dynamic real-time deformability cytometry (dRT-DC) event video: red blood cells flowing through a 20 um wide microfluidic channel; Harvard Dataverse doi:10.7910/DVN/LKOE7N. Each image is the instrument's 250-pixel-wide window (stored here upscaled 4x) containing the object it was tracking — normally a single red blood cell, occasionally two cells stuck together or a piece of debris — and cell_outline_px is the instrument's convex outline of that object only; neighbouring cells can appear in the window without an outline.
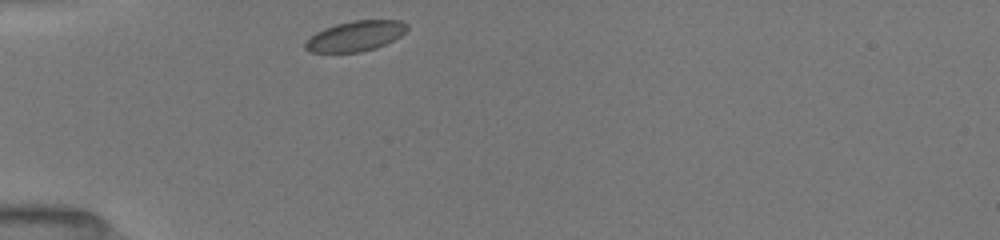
{"species": "common noctule bat (a hibernating species)", "species_latin": "Nyctalus noctula", "temperature_condition": "room temperature", "stored_images_in_passage": 38, "camera_frame_rate_fps": 3000, "um_per_image_px": 0.085, "animal": {"sex": "female", "body_mass_g": 19.5, "forearm_length_mm": 54.1}, "frame": {"image": 1, "passage_image": 1, "time_ms": 0.0, "image_size_px": [1000, 240], "cell_outline_px": [[408, 28], [400, 36], [376, 48], [360, 52], [312, 52], [304, 48], [304, 44], [308, 36], [324, 28], [336, 24], [352, 20], [400, 20], [408, 24]], "centroid_in_image_um": [30.18, 3.05], "position_along_channel_um": 54.8, "area_um2": 17.98}}
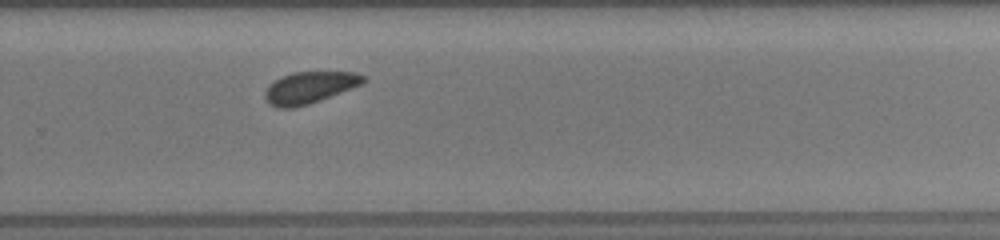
{"frame": {"image": 2, "passage_image": 17, "time_ms": 6.667, "image_size_px": [1000, 240], "cell_outline_px": [[368, 80], [360, 84], [320, 100], [308, 104], [292, 108], [276, 108], [268, 104], [264, 96], [264, 92], [280, 76], [292, 72], [356, 72], [368, 76]], "centroid_in_image_um": [26.31, 7.43], "position_along_channel_um": 303.5, "area_um2": 18.09}}
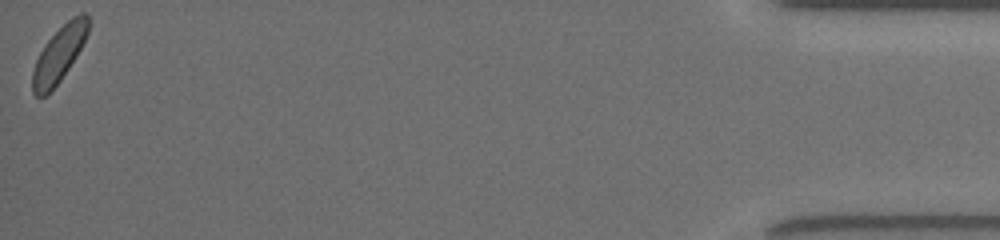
{"frame": {"image": 3, "passage_image": 38, "time_ms": 12.0, "image_size_px": [1000, 240], "cell_outline_px": [[88, 32], [76, 56], [60, 80], [44, 96], [36, 96], [32, 92], [32, 72], [36, 60], [44, 44], [72, 16], [80, 12], [84, 12], [88, 16]], "centroid_in_image_um": [5.01, 4.59], "position_along_channel_um": 430.2, "area_um2": 17.57}, "authors_computed_cell_mechanics": {"area_um2": 18.2937, "velocity_mm_per_s": 3.9522, "shape_relaxation_time_tau1_ms": null, "shape_relaxation_time_tau2_ms": 4.0383, "deformation_change_tau1": null, "deformation_change_tau2": 0.0676}}